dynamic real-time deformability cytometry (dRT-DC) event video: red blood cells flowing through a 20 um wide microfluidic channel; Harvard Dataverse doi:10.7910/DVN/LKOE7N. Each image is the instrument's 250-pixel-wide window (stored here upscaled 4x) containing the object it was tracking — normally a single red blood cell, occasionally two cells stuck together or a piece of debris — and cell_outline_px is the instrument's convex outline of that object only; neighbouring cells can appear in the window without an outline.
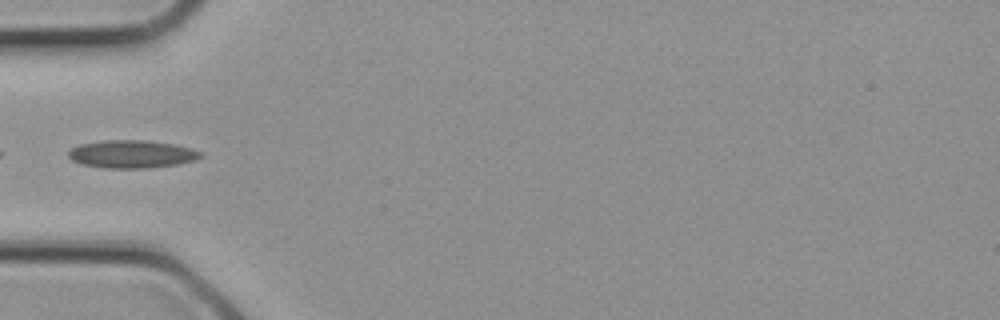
{"species": "common noctule bat (a hibernating species)", "species_latin": "Nyctalus noctula", "temperature_condition": "cold", "stored_images_in_passage": 2, "camera_frame_rate_fps": 3000, "um_per_image_px": 0.085, "animal": {"sex": "female", "body_mass_g": 21.9}, "frame": {"image": 1, "passage_image": 2, "time_ms": 0.333, "image_size_px": [1000, 320], "cell_outline_px": [[200, 156], [192, 160], [176, 164], [148, 168], [104, 168], [84, 164], [72, 160], [68, 156], [68, 152], [72, 148], [80, 144], [104, 140], [144, 140], [172, 144], [192, 148], [200, 152]], "centroid_in_image_um": [11.15, 13.09], "position_along_channel_um": 73.8, "area_um2": 21.1}}